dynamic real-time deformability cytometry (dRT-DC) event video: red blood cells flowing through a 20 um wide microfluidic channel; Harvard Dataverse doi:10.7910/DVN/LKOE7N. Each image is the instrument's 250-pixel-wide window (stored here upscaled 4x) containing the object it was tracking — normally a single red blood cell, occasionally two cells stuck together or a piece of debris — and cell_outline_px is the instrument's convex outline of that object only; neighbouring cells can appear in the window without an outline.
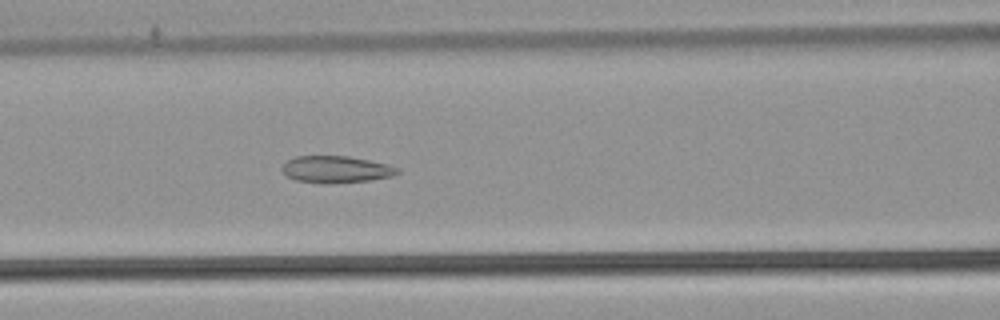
{"species": "common noctule bat (a hibernating species)", "species_latin": "Nyctalus noctula", "temperature_condition": "warm", "stored_images_in_passage": 44, "camera_frame_rate_fps": 3000, "um_per_image_px": 0.085, "animal": {"sex": "male", "body_mass_g": 21.5, "forearm_length_mm": 52.0}, "frame": {"image": 1, "passage_image": 14, "time_ms": 4.333, "image_size_px": [1000, 320], "cell_outline_px": [[400, 172], [392, 176], [372, 180], [332, 184], [320, 184], [296, 180], [288, 176], [280, 168], [288, 160], [296, 156], [348, 156], [388, 164], [400, 168]], "centroid_in_image_um": [28.59, 14.41], "position_along_channel_um": 138.0, "area_um2": 18.26}}
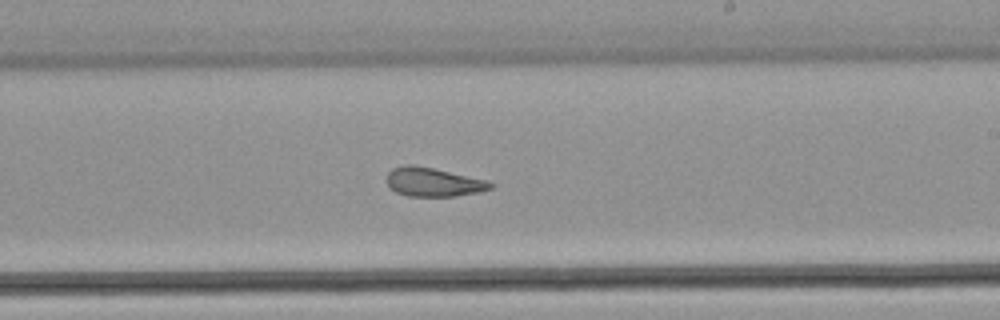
{"frame": {"image": 2, "passage_image": 23, "time_ms": 7.333, "image_size_px": [1000, 320], "cell_outline_px": [[496, 184], [492, 188], [476, 192], [456, 196], [408, 196], [396, 192], [388, 188], [384, 180], [388, 172], [392, 168], [404, 164], [412, 164], [432, 168], [488, 180]], "centroid_in_image_um": [36.77, 15.47], "position_along_channel_um": 252.2, "area_um2": 17.69}}
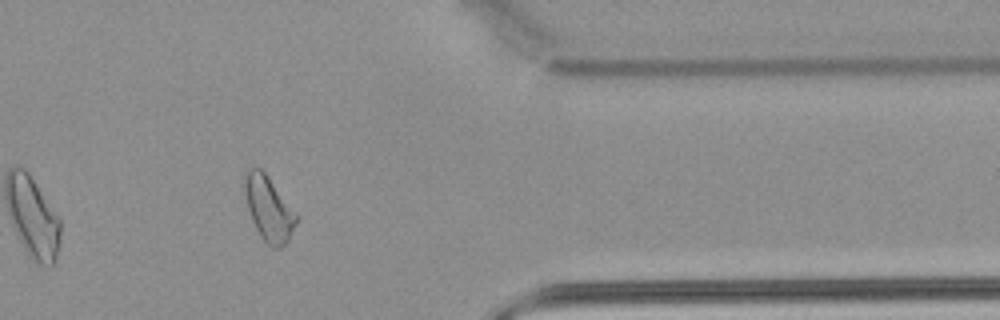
{"frame": {"image": 3, "passage_image": 35, "time_ms": 11.333, "image_size_px": [1000, 320], "cell_outline_px": [[300, 216], [288, 240], [280, 248], [272, 248], [260, 236], [252, 220], [248, 208], [244, 192], [244, 176], [248, 168], [260, 168], [264, 172]], "centroid_in_image_um": [22.86, 17.73], "position_along_channel_um": 388.5, "area_um2": 19.42}, "authors_computed_cell_mechanics": {"area_um2": 19.3052, "velocity_mm_per_s": 3.8122, "shape_relaxation_time_tau1_ms": null, "shape_relaxation_time_tau2_ms": 2.3034, "deformation_change_tau1": null, "deformation_change_tau2": 0.1048}}